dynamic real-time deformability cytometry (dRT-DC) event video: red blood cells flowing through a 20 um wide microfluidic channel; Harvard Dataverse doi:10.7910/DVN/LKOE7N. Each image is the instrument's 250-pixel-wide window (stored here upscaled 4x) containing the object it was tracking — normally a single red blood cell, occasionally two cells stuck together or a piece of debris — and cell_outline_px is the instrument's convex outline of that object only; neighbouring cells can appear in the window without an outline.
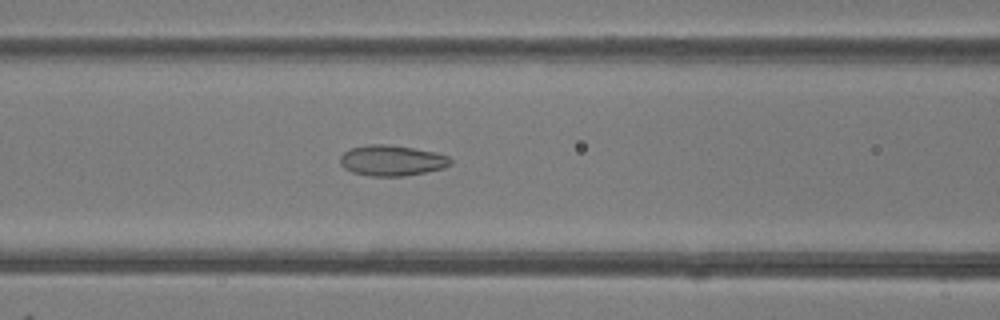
{"species": "common noctule bat (a hibernating species)", "species_latin": "Nyctalus noctula", "temperature_condition": "room temperature", "stored_images_in_passage": 49, "camera_frame_rate_fps": 3000, "um_per_image_px": 0.085, "animal": {"sex": "female"}, "frame": {"image": 1, "passage_image": 21, "time_ms": 6.667, "image_size_px": [1000, 320], "cell_outline_px": [[452, 164], [444, 168], [404, 176], [372, 176], [352, 172], [344, 168], [340, 164], [340, 156], [348, 148], [368, 144], [388, 144], [436, 152], [448, 156], [452, 160]], "centroid_in_image_um": [33.29, 13.63], "position_along_channel_um": 133.3, "area_um2": 19.83}}
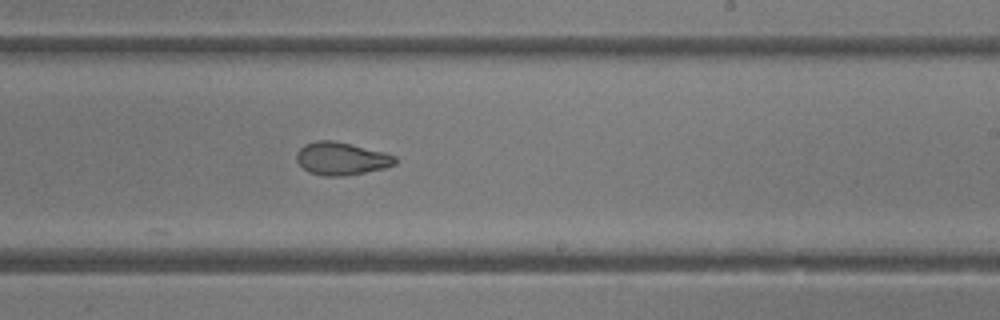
{"frame": {"image": 2, "passage_image": 30, "time_ms": 9.667, "image_size_px": [1000, 320], "cell_outline_px": [[396, 164], [384, 168], [344, 176], [324, 176], [308, 172], [296, 160], [296, 152], [304, 144], [316, 140], [336, 140], [384, 152], [396, 156]], "centroid_in_image_um": [29.0, 13.47], "position_along_channel_um": 260.0, "area_um2": 18.96}}
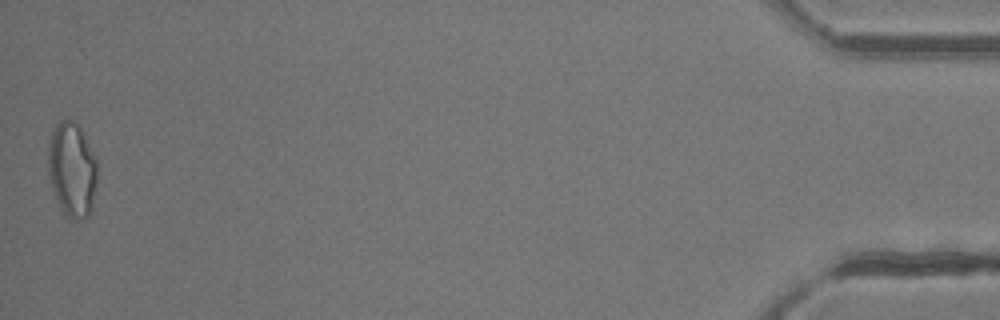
{"frame": {"image": 3, "passage_image": 49, "time_ms": 16.0, "image_size_px": [1000, 320], "cell_outline_px": [[96, 180], [92, 208], [88, 216], [84, 220], [68, 220], [60, 208], [52, 188], [48, 176], [48, 140], [52, 128], [60, 120], [72, 120], [80, 124], [96, 156]], "centroid_in_image_um": [6.11, 14.4], "position_along_channel_um": 429.1, "area_um2": 27.86}, "authors_computed_cell_mechanics": {"area_um2": 20.6924, "velocity_mm_per_s": 4.2218, "shape_relaxation_time_tau1_ms": 6.3311, "shape_relaxation_time_tau2_ms": 1.6045, "deformation_change_tau1": 0.161, "deformation_change_tau2": 0.0591}}